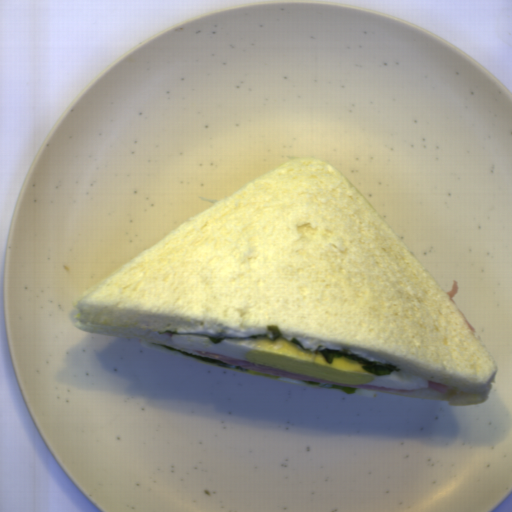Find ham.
I'll return each instance as SVG.
<instances>
[{
	"mask_svg": "<svg viewBox=\"0 0 512 512\" xmlns=\"http://www.w3.org/2000/svg\"><path fill=\"white\" fill-rule=\"evenodd\" d=\"M458 310H459V309H458ZM459 312L461 313V315H462V316H463V318L465 319V321H466V323H467V325H468L469 329L471 330V332H472V333H475L476 331H475L474 327L469 323L468 319H467V318H466V316L463 314V312H462V311H460V310H459Z\"/></svg>",
	"mask_w": 512,
	"mask_h": 512,
	"instance_id": "ham-4",
	"label": "ham"
},
{
	"mask_svg": "<svg viewBox=\"0 0 512 512\" xmlns=\"http://www.w3.org/2000/svg\"><path fill=\"white\" fill-rule=\"evenodd\" d=\"M193 350L195 353H198V354L208 357L210 359H218L221 362H224L226 364H233V365H236V366H239L242 368L266 373V374L273 375V376L288 377V378H292L296 381L315 382V383H320V384H325V385L365 388V389H371V390L382 391V392H411L412 393L413 391H415V389L382 388V387L371 386V385H366V384L365 385L341 384V383L326 381V380H322V379L307 377V376L295 374L292 372L264 366L261 364H257V363H253V362H249V361H245L242 359L229 357V356H225V355H221V354H216V353L206 352V351H201V350H195V349H193Z\"/></svg>",
	"mask_w": 512,
	"mask_h": 512,
	"instance_id": "ham-1",
	"label": "ham"
},
{
	"mask_svg": "<svg viewBox=\"0 0 512 512\" xmlns=\"http://www.w3.org/2000/svg\"><path fill=\"white\" fill-rule=\"evenodd\" d=\"M449 388H450V386H448V385L428 379V389H431L438 393L446 394L448 392Z\"/></svg>",
	"mask_w": 512,
	"mask_h": 512,
	"instance_id": "ham-2",
	"label": "ham"
},
{
	"mask_svg": "<svg viewBox=\"0 0 512 512\" xmlns=\"http://www.w3.org/2000/svg\"><path fill=\"white\" fill-rule=\"evenodd\" d=\"M459 290H460V286H459L457 280L453 279L451 291L445 292L449 296V301L454 303L453 297L458 294Z\"/></svg>",
	"mask_w": 512,
	"mask_h": 512,
	"instance_id": "ham-3",
	"label": "ham"
}]
</instances>
